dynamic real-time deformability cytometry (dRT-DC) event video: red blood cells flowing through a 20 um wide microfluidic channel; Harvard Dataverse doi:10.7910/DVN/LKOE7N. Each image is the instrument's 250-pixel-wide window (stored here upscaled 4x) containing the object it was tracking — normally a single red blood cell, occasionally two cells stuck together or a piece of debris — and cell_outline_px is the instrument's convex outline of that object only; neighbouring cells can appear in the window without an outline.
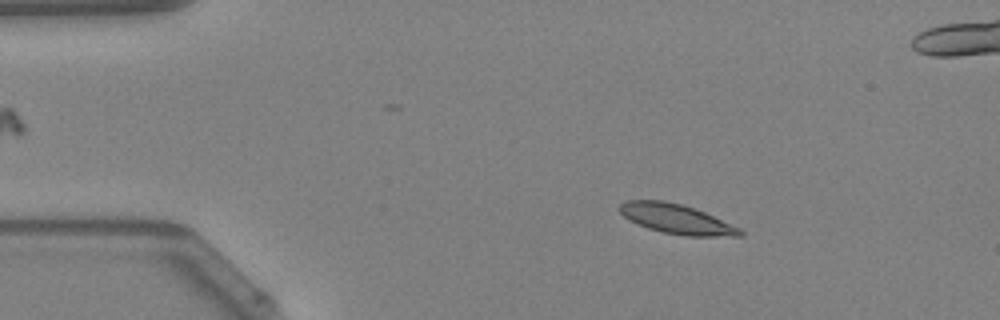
{"species": "Egyptian fruit bat (a non-hibernating species)", "species_latin": "Rousettus aegyptiacus", "temperature_condition": "warm", "stored_images_in_passage": 49, "camera_frame_rate_fps": 3000, "um_per_image_px": 0.085, "animal": {"sex": "female"}, "frame": {"image": 1, "passage_image": 8, "time_ms": 2.333, "image_size_px": [1000, 320], "cell_outline_px": [[744, 236], [688, 236], [664, 232], [648, 228], [636, 224], [628, 220], [616, 208], [620, 204], [628, 200], [664, 200], [680, 204], [704, 212], [740, 228], [744, 232]], "centroid_in_image_um": [57.47, 18.61], "position_along_channel_um": 27.5, "area_um2": 20.69}, "authors_computed_cell_mechanics": {"area_um2": 20.2878, "velocity_mm_per_s": 4.2088, "shape_relaxation_time_tau1_ms": 4.9148, "shape_relaxation_time_tau2_ms": 8.3303, "deformation_change_tau1": 0.0914, "deformation_change_tau2": 0.1435}}